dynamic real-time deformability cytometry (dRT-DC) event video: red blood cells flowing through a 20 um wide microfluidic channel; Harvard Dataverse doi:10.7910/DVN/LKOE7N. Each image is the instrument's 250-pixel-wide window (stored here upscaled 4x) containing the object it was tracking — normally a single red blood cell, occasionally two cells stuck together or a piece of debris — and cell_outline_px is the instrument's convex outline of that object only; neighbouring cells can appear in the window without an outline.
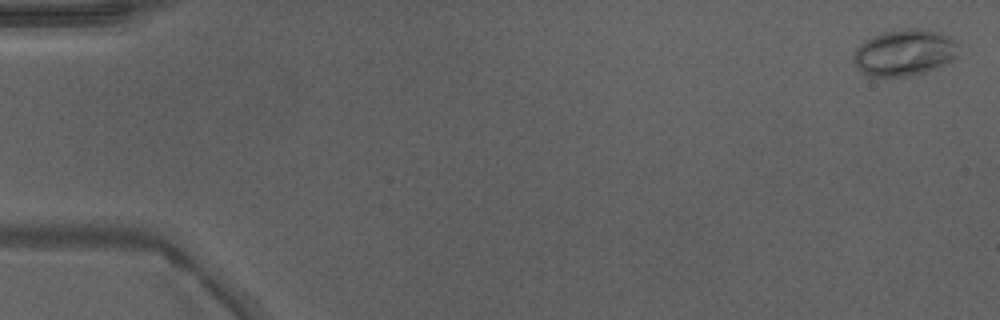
{"species": "Egyptian fruit bat (a non-hibernating species)", "species_latin": "Rousettus aegyptiacus", "temperature_condition": "warm", "stored_images_in_passage": 49, "camera_frame_rate_fps": 3000, "um_per_image_px": 0.085, "animal": {"sex": "male"}, "frame": {"image": 1, "passage_image": 2, "time_ms": 0.333, "image_size_px": [1000, 320], "cell_outline_px": [[960, 56], [952, 60], [924, 72], [904, 76], [868, 76], [856, 68], [852, 60], [852, 56], [856, 48], [864, 40], [872, 36], [884, 32], [908, 28], [920, 28], [936, 32], [948, 36], [956, 44]], "centroid_in_image_um": [76.83, 4.47], "position_along_channel_um": 8.2, "area_um2": 28.26}}
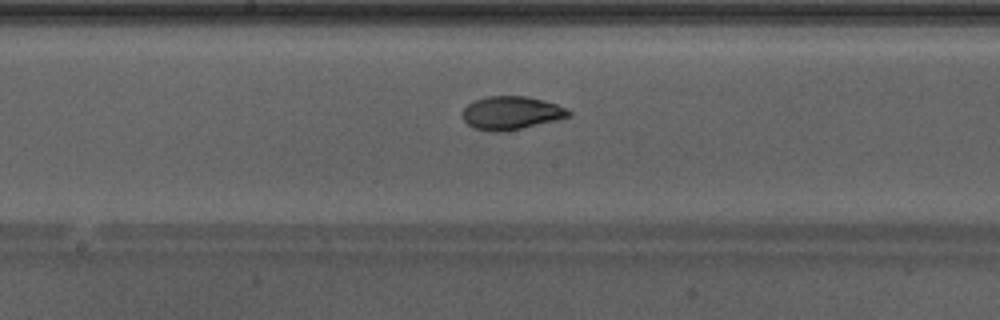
{"frame": {"image": 2, "passage_image": 27, "time_ms": 8.667, "image_size_px": [1000, 320], "cell_outline_px": [[572, 116], [556, 120], [520, 128], [496, 132], [472, 128], [460, 116], [464, 108], [468, 104], [476, 100], [488, 96], [528, 96], [556, 104], [572, 112]], "centroid_in_image_um": [43.43, 9.59], "position_along_channel_um": 204.8, "area_um2": 20.4}}
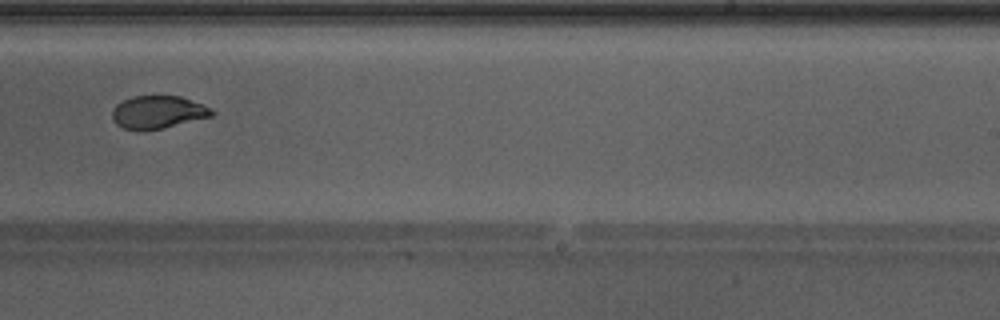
{"frame": {"image": 3, "passage_image": 32, "time_ms": 10.333, "image_size_px": [1000, 320], "cell_outline_px": [[216, 112], [212, 116], [164, 128], [140, 132], [124, 128], [116, 124], [112, 120], [112, 108], [116, 104], [132, 96], [180, 96], [200, 104]], "centroid_in_image_um": [13.36, 9.56], "position_along_channel_um": 275.6, "area_um2": 19.13}, "authors_computed_cell_mechanics": {"area_um2": 20.519, "velocity_mm_per_s": 4.2773, "shape_relaxation_time_tau1_ms": 6.8045, "shape_relaxation_time_tau2_ms": null, "deformation_change_tau1": 0.2314, "deformation_change_tau2": null}}